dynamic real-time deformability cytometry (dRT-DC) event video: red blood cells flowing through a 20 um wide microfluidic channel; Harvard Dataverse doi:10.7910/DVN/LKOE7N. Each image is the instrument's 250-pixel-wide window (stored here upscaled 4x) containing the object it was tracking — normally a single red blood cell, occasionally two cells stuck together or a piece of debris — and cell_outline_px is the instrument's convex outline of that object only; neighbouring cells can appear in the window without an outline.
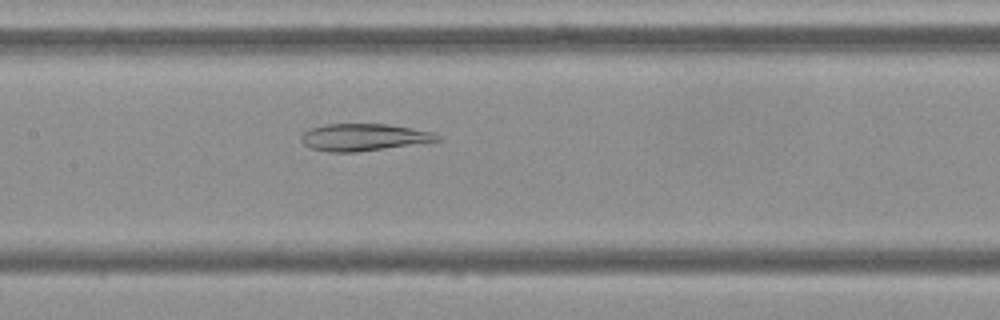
{"species": "Egyptian fruit bat (a non-hibernating species)", "species_latin": "Rousettus aegyptiacus", "temperature_condition": "cold", "stored_images_in_passage": 50, "camera_frame_rate_fps": 3000, "um_per_image_px": 0.085, "frame": {"image": 1, "passage_image": 25, "time_ms": 8.0, "image_size_px": [1000, 320], "cell_outline_px": [[440, 140], [428, 144], [356, 152], [328, 152], [312, 148], [304, 144], [300, 140], [300, 136], [304, 132], [312, 128], [324, 124], [388, 124], [436, 132], [440, 136]], "centroid_in_image_um": [31.02, 11.68], "position_along_channel_um": 176.4, "area_um2": 22.02}}
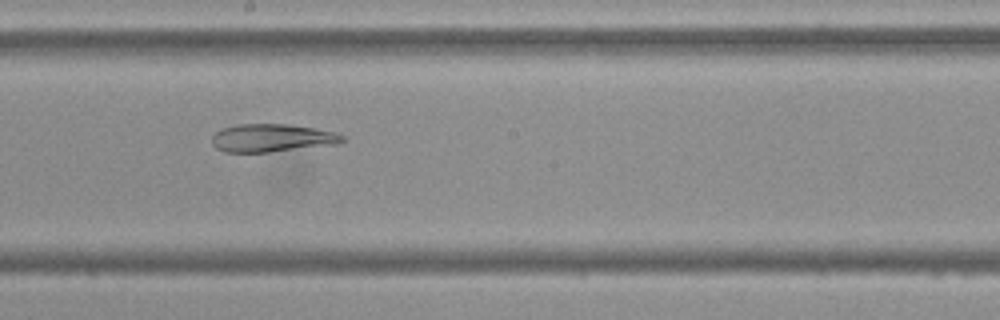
{"frame": {"image": 2, "passage_image": 29, "time_ms": 9.333, "image_size_px": [1000, 320], "cell_outline_px": [[348, 140], [340, 144], [268, 152], [224, 152], [216, 148], [212, 144], [212, 136], [220, 128], [236, 124], [288, 124], [316, 128], [336, 132], [344, 136]], "centroid_in_image_um": [23.15, 11.72], "position_along_channel_um": 225.0, "area_um2": 21.62}}
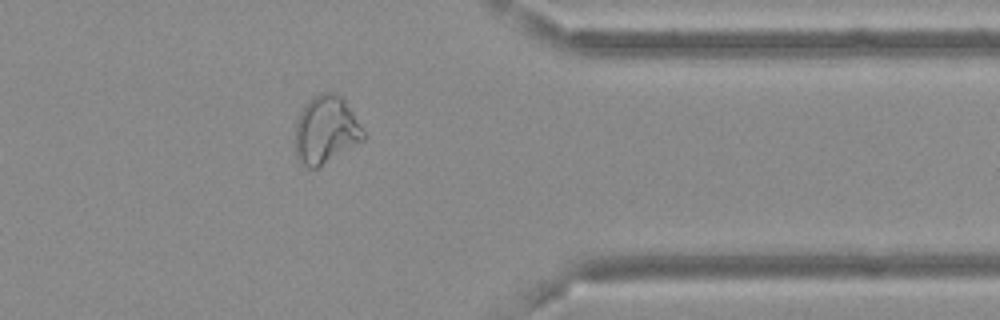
{"frame": {"image": 3, "passage_image": 43, "time_ms": 14.0, "image_size_px": [1000, 320], "cell_outline_px": [[364, 140], [316, 168], [308, 168], [296, 160], [296, 120], [304, 104], [312, 96], [320, 92], [332, 92], [340, 96], [344, 100], [352, 112], [364, 132]], "centroid_in_image_um": [27.66, 11.03], "position_along_channel_um": 383.7, "area_um2": 26.7}, "authors_computed_cell_mechanics": {"area_um2": 26.7325, "velocity_mm_per_s": 3.6689, "shape_relaxation_time_tau1_ms": null, "shape_relaxation_time_tau2_ms": 5.9247, "deformation_change_tau1": null, "deformation_change_tau2": 0.1078}}